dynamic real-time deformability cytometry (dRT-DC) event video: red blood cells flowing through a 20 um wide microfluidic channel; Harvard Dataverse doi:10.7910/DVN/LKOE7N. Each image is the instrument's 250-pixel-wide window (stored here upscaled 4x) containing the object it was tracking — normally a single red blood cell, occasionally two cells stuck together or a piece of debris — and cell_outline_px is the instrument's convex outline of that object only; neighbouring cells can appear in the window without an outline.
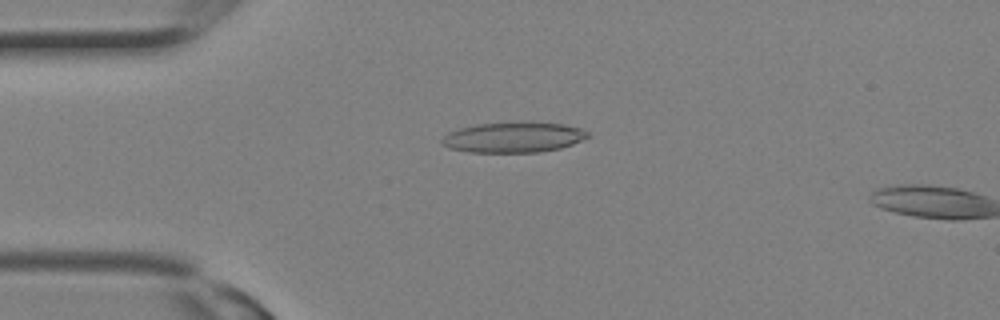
{"species": "Egyptian fruit bat (a non-hibernating species)", "species_latin": "Rousettus aegyptiacus", "temperature_condition": "room temperature", "stored_images_in_passage": 2, "camera_frame_rate_fps": 3000, "um_per_image_px": 0.085, "animal": {"sex": "female"}, "frame": {"image": 1, "passage_image": 1, "time_ms": 0.0, "image_size_px": [1000, 320], "cell_outline_px": [[592, 136], [572, 144], [560, 148], [540, 152], [468, 152], [448, 148], [440, 144], [440, 140], [448, 132], [460, 128], [476, 124], [516, 120], [528, 120], [564, 124], [580, 128], [588, 132]], "centroid_in_image_um": [43.64, 11.64], "position_along_channel_um": 41.4, "area_um2": 26.7}}